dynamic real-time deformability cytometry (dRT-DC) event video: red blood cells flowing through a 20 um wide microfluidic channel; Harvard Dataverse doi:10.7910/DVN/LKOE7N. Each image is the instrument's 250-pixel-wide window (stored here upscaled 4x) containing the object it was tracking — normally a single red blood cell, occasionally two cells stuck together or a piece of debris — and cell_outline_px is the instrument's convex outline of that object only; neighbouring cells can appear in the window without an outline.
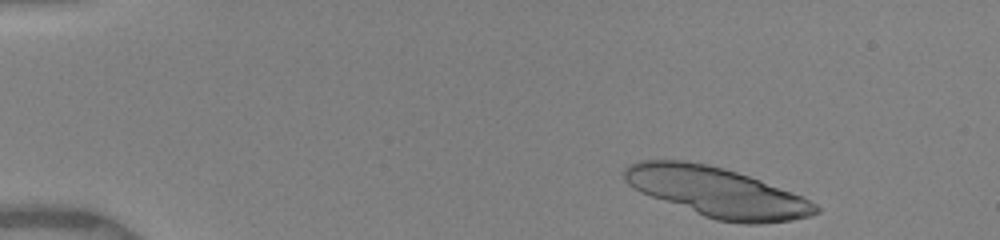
{"species": "human", "species_latin": "Homo sapiens", "temperature_condition": "warm", "stored_images_in_passage": 10, "camera_frame_rate_fps": 3000, "um_per_image_px": 0.085, "donor": {"sex": "female"}, "frame": {"image": 1, "passage_image": 1, "time_ms": 0.0, "image_size_px": [1000, 240], "cell_outline_px": [[820, 212], [812, 216], [792, 220], [760, 224], [744, 224], [716, 220], [704, 216], [640, 192], [628, 184], [624, 180], [624, 168], [628, 164], [640, 160], [684, 160], [708, 164], [724, 168], [760, 180], [804, 196], [816, 204], [820, 208]], "centroid_in_image_um": [60.97, 16.33], "position_along_channel_um": 24.0, "area_um2": 55.49}}
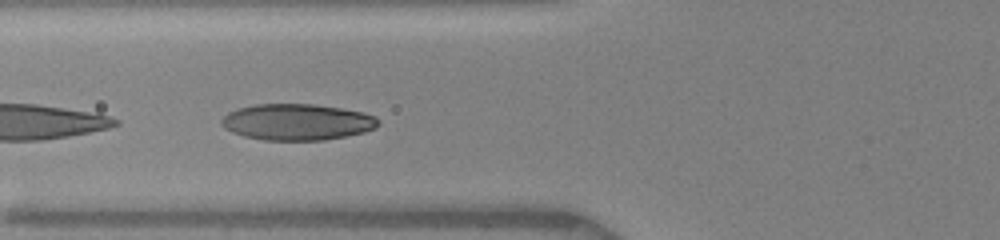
{"frame": {"image": 2, "passage_image": 7, "time_ms": 4.667, "image_size_px": [1000, 240], "cell_outline_px": [[380, 124], [376, 128], [364, 132], [324, 140], [264, 140], [244, 136], [232, 132], [224, 128], [220, 124], [220, 120], [228, 112], [236, 108], [256, 104], [312, 104], [340, 108], [360, 112], [376, 116], [380, 120]], "centroid_in_image_um": [25.23, 10.37], "position_along_channel_um": 100.6, "area_um2": 33.23}}
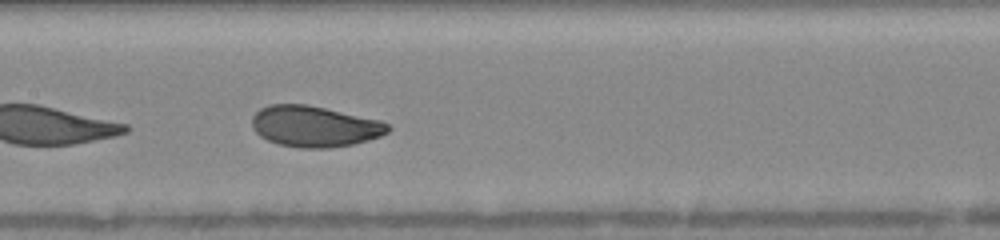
{"frame": {"image": 3, "passage_image": 9, "time_ms": 6.667, "image_size_px": [1000, 240], "cell_outline_px": [[392, 128], [388, 132], [380, 136], [368, 140], [352, 144], [328, 148], [300, 148], [280, 144], [268, 140], [260, 136], [252, 128], [252, 116], [260, 108], [268, 104], [308, 104], [380, 120], [388, 124]], "centroid_in_image_um": [26.72, 10.73], "position_along_channel_um": 180.7, "area_um2": 32.54}}